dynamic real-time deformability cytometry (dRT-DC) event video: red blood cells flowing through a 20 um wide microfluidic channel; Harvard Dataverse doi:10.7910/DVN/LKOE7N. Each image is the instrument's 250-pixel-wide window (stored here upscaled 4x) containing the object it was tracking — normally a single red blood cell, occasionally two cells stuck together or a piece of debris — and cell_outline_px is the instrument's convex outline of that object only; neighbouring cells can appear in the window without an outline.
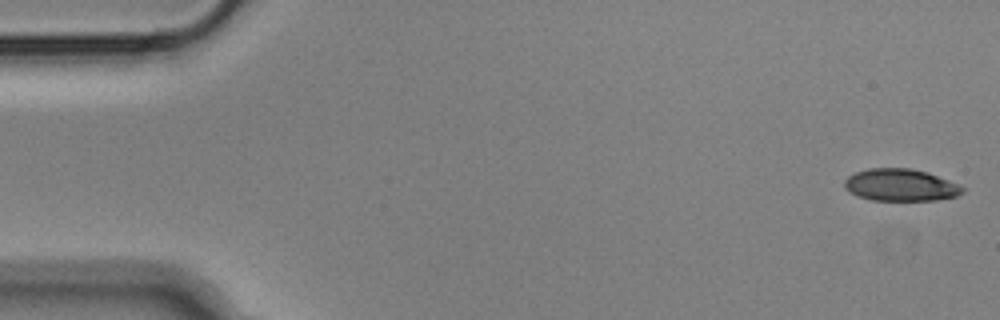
{"species": "Egyptian fruit bat (a non-hibernating species)", "species_latin": "Rousettus aegyptiacus", "temperature_condition": "cold", "stored_images_in_passage": 54, "camera_frame_rate_fps": 3000, "um_per_image_px": 0.085, "animal": {"sex": "male"}, "frame": {"image": 1, "passage_image": 1, "time_ms": 0.0, "image_size_px": [1000, 320], "cell_outline_px": [[964, 192], [956, 196], [936, 200], [872, 200], [856, 196], [848, 192], [844, 188], [844, 180], [848, 176], [856, 172], [868, 168], [912, 168], [928, 172], [948, 180], [964, 188]], "centroid_in_image_um": [76.5, 15.72], "position_along_channel_um": 8.5, "area_um2": 22.2}}
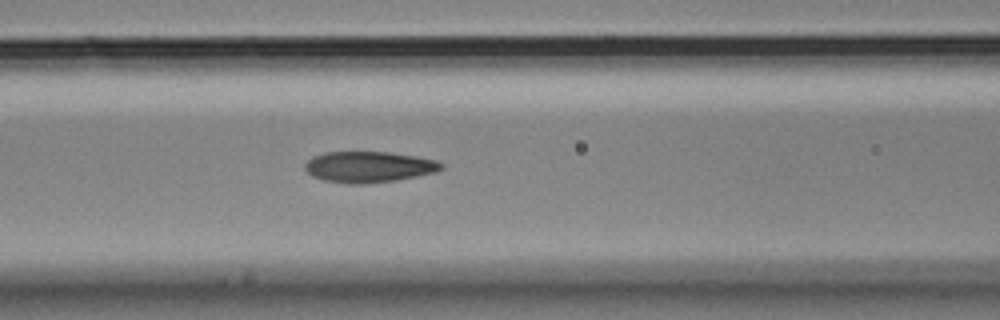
{"frame": {"image": 2, "passage_image": 22, "time_ms": 7.0, "image_size_px": [1000, 320], "cell_outline_px": [[444, 168], [436, 172], [396, 180], [364, 184], [348, 184], [324, 180], [312, 176], [304, 168], [304, 164], [312, 156], [324, 152], [388, 152], [416, 156], [436, 160], [444, 164]], "centroid_in_image_um": [31.34, 14.18], "position_along_channel_um": 135.3, "area_um2": 24.74}}
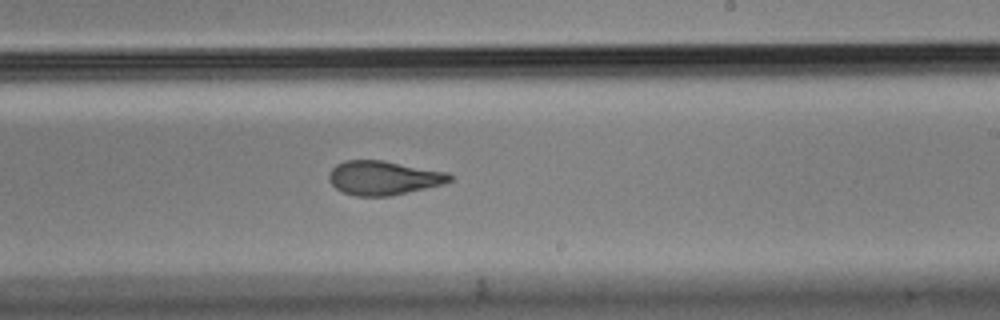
{"frame": {"image": 3, "passage_image": 32, "time_ms": 10.333, "image_size_px": [1000, 320], "cell_outline_px": [[452, 180], [444, 184], [392, 196], [356, 196], [344, 192], [336, 188], [328, 180], [328, 176], [332, 168], [336, 164], [344, 160], [384, 160], [448, 172], [452, 176]], "centroid_in_image_um": [32.61, 15.11], "position_along_channel_um": 256.4, "area_um2": 24.16}, "authors_computed_cell_mechanics": {"area_um2": 24.4494, "velocity_mm_per_s": 3.64, "shape_relaxation_time_tau1_ms": 8.0908, "shape_relaxation_time_tau2_ms": 2.014, "deformation_change_tau1": 0.2068, "deformation_change_tau2": 0.0932}}